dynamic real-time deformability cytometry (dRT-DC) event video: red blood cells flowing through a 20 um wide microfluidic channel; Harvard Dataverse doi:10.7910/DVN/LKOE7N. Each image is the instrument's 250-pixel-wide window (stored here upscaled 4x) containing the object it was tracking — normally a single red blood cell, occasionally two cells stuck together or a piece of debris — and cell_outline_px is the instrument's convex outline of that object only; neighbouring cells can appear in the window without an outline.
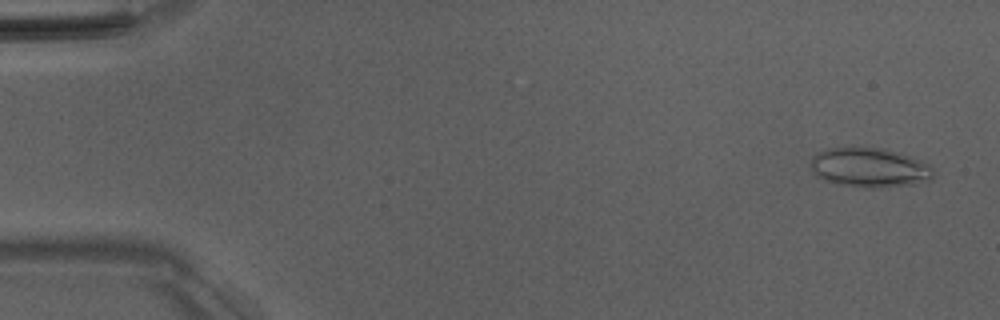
{"species": "Egyptian fruit bat (a non-hibernating species)", "species_latin": "Rousettus aegyptiacus", "temperature_condition": "room temperature", "stored_images_in_passage": 52, "camera_frame_rate_fps": 3000, "um_per_image_px": 0.085, "animal": {"sex": "male"}, "frame": {"image": 1, "passage_image": 3, "time_ms": 0.667, "image_size_px": [1000, 320], "cell_outline_px": [[936, 176], [932, 180], [912, 184], [880, 188], [864, 188], [836, 184], [824, 180], [816, 176], [808, 164], [812, 156], [816, 152], [828, 148], [884, 148], [900, 152], [912, 156], [928, 164], [932, 168]], "centroid_in_image_um": [73.9, 14.25], "position_along_channel_um": 11.1, "area_um2": 28.78}}
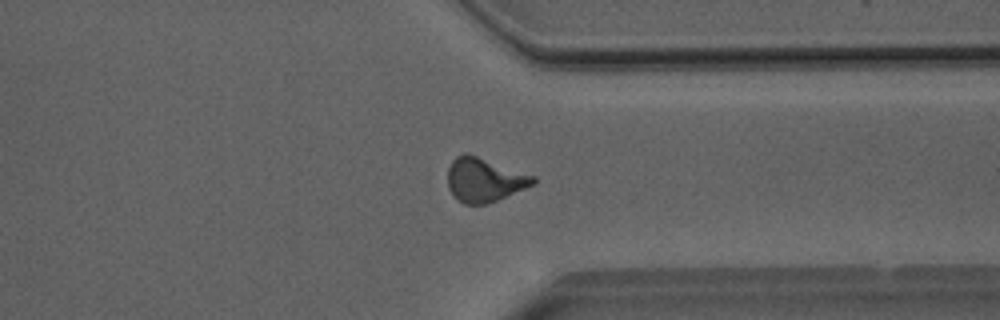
{"frame": {"image": 2, "passage_image": 40, "time_ms": 13.0, "image_size_px": [1000, 320], "cell_outline_px": [[536, 184], [496, 200], [484, 204], [464, 204], [456, 200], [452, 196], [448, 188], [448, 168], [452, 160], [456, 156], [464, 152], [468, 152], [536, 176]], "centroid_in_image_um": [41.15, 15.27], "position_along_channel_um": 370.2, "area_um2": 22.25}}
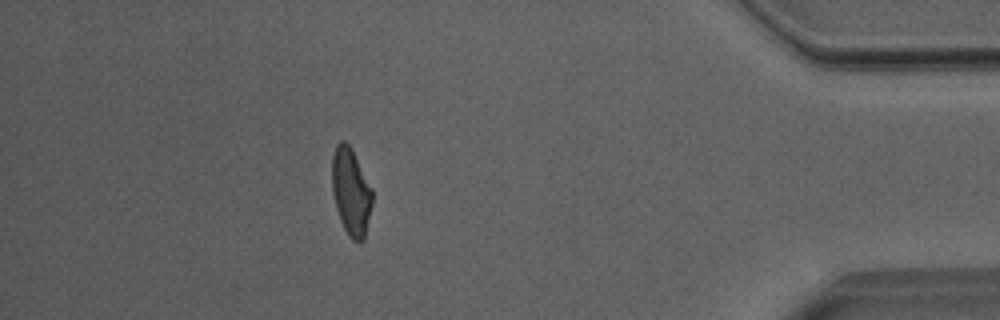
{"frame": {"image": 3, "passage_image": 46, "time_ms": 15.0, "image_size_px": [1000, 320], "cell_outline_px": [[372, 204], [364, 240], [360, 244], [356, 244], [348, 236], [340, 220], [336, 208], [332, 192], [332, 156], [336, 144], [340, 140], [344, 140], [352, 148], [372, 188]], "centroid_in_image_um": [29.83, 16.31], "position_along_channel_um": 405.4, "area_um2": 20.81}, "authors_computed_cell_mechanics": {"area_um2": 21.1837, "velocity_mm_per_s": 4.039, "shape_relaxation_time_tau1_ms": 5.7439, "shape_relaxation_time_tau2_ms": 1.7515, "deformation_change_tau1": 0.1769, "deformation_change_tau2": 0.0886}}